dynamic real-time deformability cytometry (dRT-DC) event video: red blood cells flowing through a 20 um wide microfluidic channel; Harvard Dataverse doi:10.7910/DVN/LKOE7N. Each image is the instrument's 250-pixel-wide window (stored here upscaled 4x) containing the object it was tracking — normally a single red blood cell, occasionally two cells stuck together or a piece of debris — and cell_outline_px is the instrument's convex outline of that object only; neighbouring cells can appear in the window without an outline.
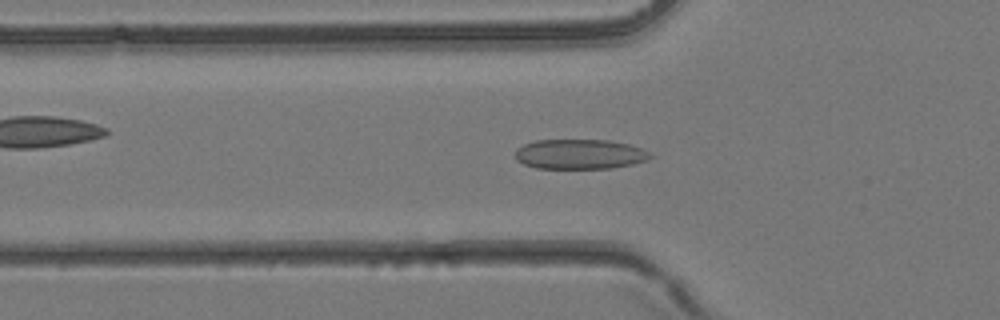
{"species": "common noctule bat (a hibernating species)", "species_latin": "Nyctalus noctula", "temperature_condition": "room temperature", "stored_images_in_passage": 35, "camera_frame_rate_fps": 3000, "um_per_image_px": 0.085, "animal": {"sex": "female", "body_mass_g": 24.6, "forearm_length_mm": 56.2}, "frame": {"image": 1, "passage_image": 12, "time_ms": 3.667, "image_size_px": [1000, 320], "cell_outline_px": [[652, 156], [648, 160], [632, 164], [612, 168], [536, 168], [524, 164], [516, 160], [516, 148], [524, 144], [536, 140], [608, 140], [628, 144], [640, 148], [648, 152]], "centroid_in_image_um": [49.26, 13.1], "position_along_channel_um": 76.5, "area_um2": 23.41}}
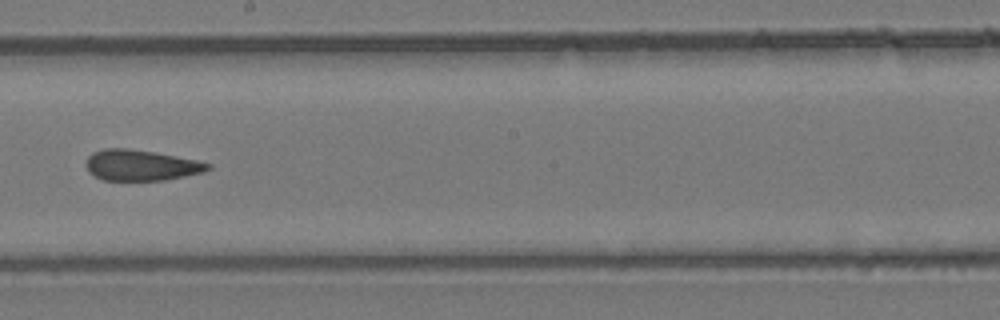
{"frame": {"image": 2, "passage_image": 21, "time_ms": 6.667, "image_size_px": [1000, 320], "cell_outline_px": [[212, 168], [204, 172], [164, 180], [104, 180], [88, 172], [84, 164], [88, 156], [92, 152], [104, 148], [128, 148], [156, 152], [196, 160], [212, 164]], "centroid_in_image_um": [11.96, 14.03], "position_along_channel_um": 236.2, "area_um2": 22.02}}
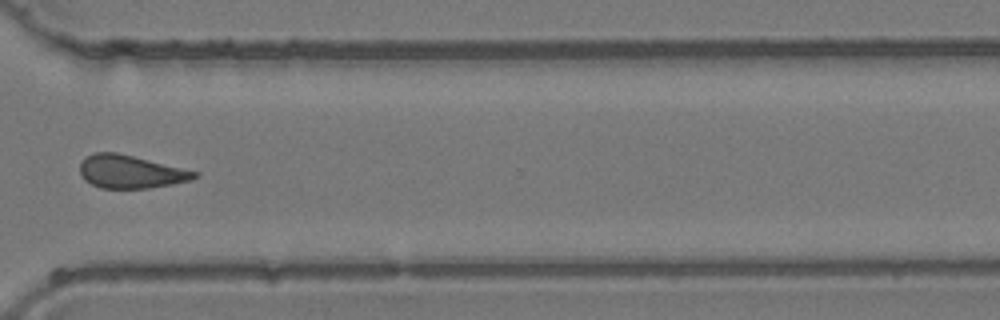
{"frame": {"image": 3, "passage_image": 28, "time_ms": 9.0, "image_size_px": [1000, 320], "cell_outline_px": [[200, 172], [192, 180], [172, 184], [148, 188], [100, 188], [84, 180], [80, 176], [80, 164], [88, 156], [96, 152], [116, 152]], "centroid_in_image_um": [11.1, 14.6], "position_along_channel_um": 359.5, "area_um2": 21.91}}